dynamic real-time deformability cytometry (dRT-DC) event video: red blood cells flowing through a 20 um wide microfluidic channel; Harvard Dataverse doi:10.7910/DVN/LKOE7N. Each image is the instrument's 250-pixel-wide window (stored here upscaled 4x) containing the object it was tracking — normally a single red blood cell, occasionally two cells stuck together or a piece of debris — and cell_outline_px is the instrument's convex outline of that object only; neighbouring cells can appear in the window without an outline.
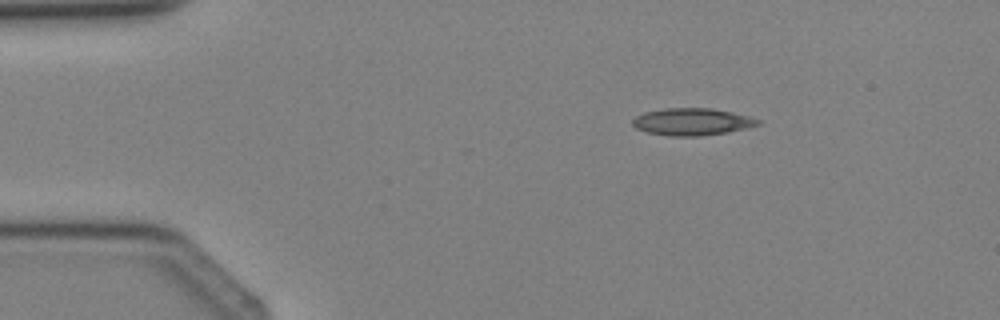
{"species": "Egyptian fruit bat (a non-hibernating species)", "species_latin": "Rousettus aegyptiacus", "temperature_condition": "cold", "stored_images_in_passage": 2, "camera_frame_rate_fps": 3000, "um_per_image_px": 0.085, "animal": {"sex": "female"}, "frame": {"image": 1, "passage_image": 1, "time_ms": 0.0, "image_size_px": [1000, 320], "cell_outline_px": [[760, 124], [748, 128], [728, 132], [700, 136], [668, 136], [648, 132], [636, 128], [632, 124], [632, 120], [636, 116], [644, 112], [664, 108], [712, 108], [732, 112], [748, 116], [760, 120]], "centroid_in_image_um": [58.82, 10.35], "position_along_channel_um": 26.2, "area_um2": 19.88}}